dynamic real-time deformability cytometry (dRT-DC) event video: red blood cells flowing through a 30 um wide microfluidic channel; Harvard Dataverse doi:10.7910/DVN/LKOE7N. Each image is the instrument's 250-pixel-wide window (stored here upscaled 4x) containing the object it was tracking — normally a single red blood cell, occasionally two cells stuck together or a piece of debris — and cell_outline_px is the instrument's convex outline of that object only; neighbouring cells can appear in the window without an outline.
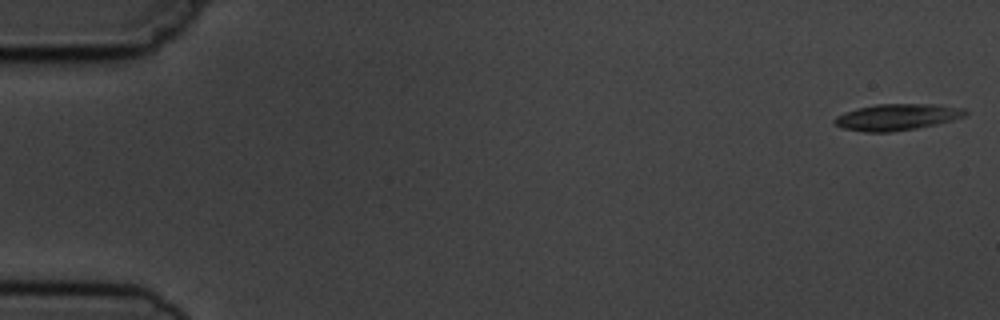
{"species": "common noctule bat (a hibernating species)", "species_latin": "Nyctalus noctula", "temperature_condition": "cold", "stored_images_in_passage": 4, "camera_frame_rate_fps": 3000, "um_per_image_px": 0.085, "animal": {"sex": "male", "body_mass_g": 19.5, "forearm_length_mm": 54.6}, "frame": {"image": 1, "passage_image": 1, "time_ms": 0.0, "image_size_px": [1000, 320], "cell_outline_px": [[968, 112], [964, 116], [952, 120], [936, 124], [916, 128], [888, 132], [864, 132], [844, 128], [836, 124], [832, 120], [836, 116], [856, 108], [876, 104], [932, 104], [964, 108]], "centroid_in_image_um": [76.23, 9.94], "position_along_channel_um": 8.8, "area_um2": 19.94}}